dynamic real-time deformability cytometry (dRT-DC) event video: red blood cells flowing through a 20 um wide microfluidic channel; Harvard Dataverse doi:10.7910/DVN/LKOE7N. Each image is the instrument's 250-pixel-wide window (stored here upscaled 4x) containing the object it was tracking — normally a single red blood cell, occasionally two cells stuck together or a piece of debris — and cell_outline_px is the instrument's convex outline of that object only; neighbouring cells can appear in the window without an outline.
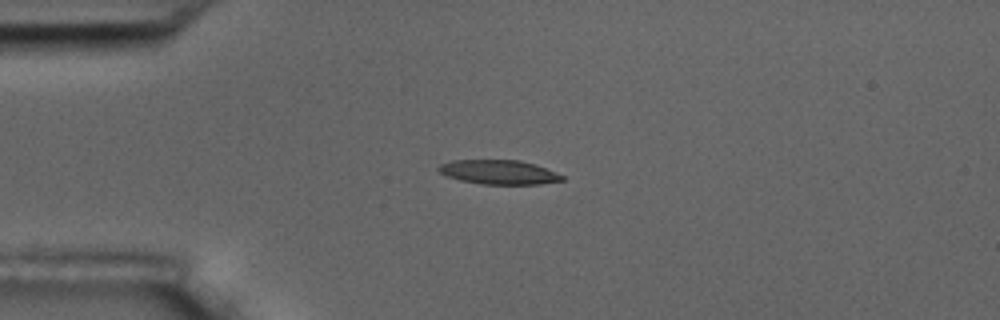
{"species": "common noctule bat (a hibernating species)", "species_latin": "Nyctalus noctula", "temperature_condition": "room temperature", "stored_images_in_passage": 5, "camera_frame_rate_fps": 3000, "um_per_image_px": 0.085, "animal": {"sex": "male", "body_mass_g": 17.5, "forearm_length_mm": 52.3}, "frame": {"image": 1, "passage_image": 4, "time_ms": 3.667, "image_size_px": [1000, 320], "cell_outline_px": [[564, 180], [540, 184], [480, 184], [460, 180], [448, 176], [440, 172], [436, 168], [440, 164], [452, 160], [520, 160], [556, 172], [564, 176]], "centroid_in_image_um": [42.38, 14.63], "position_along_channel_um": 42.6, "area_um2": 17.34}}